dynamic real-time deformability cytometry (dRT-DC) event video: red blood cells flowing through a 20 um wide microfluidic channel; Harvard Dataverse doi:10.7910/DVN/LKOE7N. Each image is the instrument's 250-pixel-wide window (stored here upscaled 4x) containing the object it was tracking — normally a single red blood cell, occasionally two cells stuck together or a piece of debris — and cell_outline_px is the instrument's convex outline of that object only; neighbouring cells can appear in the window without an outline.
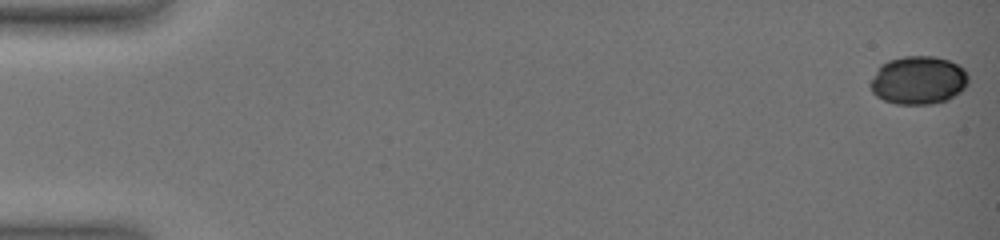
{"species": "common noctule bat (a hibernating species)", "species_latin": "Nyctalus noctula", "temperature_condition": "warm", "stored_images_in_passage": 7, "camera_frame_rate_fps": 3000, "um_per_image_px": 0.085, "animal": {"sex": "female", "body_mass_g": 19.0, "forearm_length_mm": 51.5}, "frame": {"image": 1, "passage_image": 1, "time_ms": 0.0, "image_size_px": [1000, 240], "cell_outline_px": [[968, 84], [960, 92], [948, 100], [932, 104], [896, 104], [884, 100], [876, 96], [872, 92], [872, 80], [880, 64], [888, 60], [904, 56], [932, 56], [948, 60], [964, 68], [968, 76]], "centroid_in_image_um": [78.08, 6.82], "position_along_channel_um": 6.9, "area_um2": 27.51}}
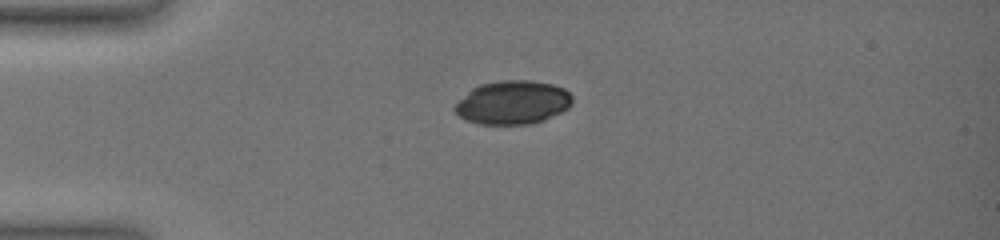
{"frame": {"image": 2, "passage_image": 5, "time_ms": 4.667, "image_size_px": [1000, 240], "cell_outline_px": [[572, 104], [568, 108], [544, 120], [528, 124], [476, 124], [460, 116], [452, 108], [472, 88], [480, 84], [500, 80], [532, 80], [552, 84], [564, 88], [572, 96]], "centroid_in_image_um": [43.59, 8.7], "position_along_channel_um": 41.4, "area_um2": 29.77}}